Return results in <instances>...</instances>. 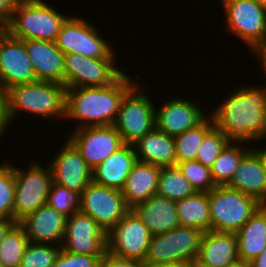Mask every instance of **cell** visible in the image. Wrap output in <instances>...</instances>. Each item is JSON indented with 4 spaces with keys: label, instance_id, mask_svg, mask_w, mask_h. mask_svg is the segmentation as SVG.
Wrapping results in <instances>:
<instances>
[{
    "label": "cell",
    "instance_id": "6da1fadb",
    "mask_svg": "<svg viewBox=\"0 0 266 267\" xmlns=\"http://www.w3.org/2000/svg\"><path fill=\"white\" fill-rule=\"evenodd\" d=\"M236 89L211 111L214 124L230 141H261L266 138V88Z\"/></svg>",
    "mask_w": 266,
    "mask_h": 267
},
{
    "label": "cell",
    "instance_id": "7a4b0ae2",
    "mask_svg": "<svg viewBox=\"0 0 266 267\" xmlns=\"http://www.w3.org/2000/svg\"><path fill=\"white\" fill-rule=\"evenodd\" d=\"M123 73L105 87L66 89L65 117L82 121L76 129L113 125L124 96L136 85Z\"/></svg>",
    "mask_w": 266,
    "mask_h": 267
},
{
    "label": "cell",
    "instance_id": "3957f363",
    "mask_svg": "<svg viewBox=\"0 0 266 267\" xmlns=\"http://www.w3.org/2000/svg\"><path fill=\"white\" fill-rule=\"evenodd\" d=\"M66 88L49 81L17 84L7 89L9 122L20 111L38 116L65 118ZM53 116V117H52Z\"/></svg>",
    "mask_w": 266,
    "mask_h": 267
},
{
    "label": "cell",
    "instance_id": "277c9868",
    "mask_svg": "<svg viewBox=\"0 0 266 267\" xmlns=\"http://www.w3.org/2000/svg\"><path fill=\"white\" fill-rule=\"evenodd\" d=\"M68 16L58 13L42 0H18L11 19L3 29L20 40L55 42Z\"/></svg>",
    "mask_w": 266,
    "mask_h": 267
},
{
    "label": "cell",
    "instance_id": "5b68a950",
    "mask_svg": "<svg viewBox=\"0 0 266 267\" xmlns=\"http://www.w3.org/2000/svg\"><path fill=\"white\" fill-rule=\"evenodd\" d=\"M210 230L237 233L262 205L256 198L228 186L208 192Z\"/></svg>",
    "mask_w": 266,
    "mask_h": 267
},
{
    "label": "cell",
    "instance_id": "8992f818",
    "mask_svg": "<svg viewBox=\"0 0 266 267\" xmlns=\"http://www.w3.org/2000/svg\"><path fill=\"white\" fill-rule=\"evenodd\" d=\"M15 198L13 204V219L19 222L25 216L33 213L47 204L49 191L53 184L51 169L39 163L32 162L27 171L14 165Z\"/></svg>",
    "mask_w": 266,
    "mask_h": 267
},
{
    "label": "cell",
    "instance_id": "52a82bcc",
    "mask_svg": "<svg viewBox=\"0 0 266 267\" xmlns=\"http://www.w3.org/2000/svg\"><path fill=\"white\" fill-rule=\"evenodd\" d=\"M203 233L198 228L179 226L153 235L144 263L195 262Z\"/></svg>",
    "mask_w": 266,
    "mask_h": 267
},
{
    "label": "cell",
    "instance_id": "ba28073f",
    "mask_svg": "<svg viewBox=\"0 0 266 267\" xmlns=\"http://www.w3.org/2000/svg\"><path fill=\"white\" fill-rule=\"evenodd\" d=\"M135 85L123 98L114 126L124 144L133 145L155 127V108L147 88Z\"/></svg>",
    "mask_w": 266,
    "mask_h": 267
},
{
    "label": "cell",
    "instance_id": "9c48e42d",
    "mask_svg": "<svg viewBox=\"0 0 266 267\" xmlns=\"http://www.w3.org/2000/svg\"><path fill=\"white\" fill-rule=\"evenodd\" d=\"M114 59L64 54V87H105L114 83L124 73L114 65Z\"/></svg>",
    "mask_w": 266,
    "mask_h": 267
},
{
    "label": "cell",
    "instance_id": "30bf717a",
    "mask_svg": "<svg viewBox=\"0 0 266 267\" xmlns=\"http://www.w3.org/2000/svg\"><path fill=\"white\" fill-rule=\"evenodd\" d=\"M225 30L253 49L266 40V6L254 0H222Z\"/></svg>",
    "mask_w": 266,
    "mask_h": 267
},
{
    "label": "cell",
    "instance_id": "8fae6325",
    "mask_svg": "<svg viewBox=\"0 0 266 267\" xmlns=\"http://www.w3.org/2000/svg\"><path fill=\"white\" fill-rule=\"evenodd\" d=\"M88 21L68 16L56 38V46L64 53H78L90 58H114L111 44L104 40Z\"/></svg>",
    "mask_w": 266,
    "mask_h": 267
},
{
    "label": "cell",
    "instance_id": "7c38bea8",
    "mask_svg": "<svg viewBox=\"0 0 266 267\" xmlns=\"http://www.w3.org/2000/svg\"><path fill=\"white\" fill-rule=\"evenodd\" d=\"M151 237L149 228L130 210L107 232V252L120 258L144 262Z\"/></svg>",
    "mask_w": 266,
    "mask_h": 267
},
{
    "label": "cell",
    "instance_id": "4fadbf2b",
    "mask_svg": "<svg viewBox=\"0 0 266 267\" xmlns=\"http://www.w3.org/2000/svg\"><path fill=\"white\" fill-rule=\"evenodd\" d=\"M130 210L120 190L91 181L81 193L79 211L89 215L106 233Z\"/></svg>",
    "mask_w": 266,
    "mask_h": 267
},
{
    "label": "cell",
    "instance_id": "5bb4252c",
    "mask_svg": "<svg viewBox=\"0 0 266 267\" xmlns=\"http://www.w3.org/2000/svg\"><path fill=\"white\" fill-rule=\"evenodd\" d=\"M107 233L89 215L77 211L67 217L61 248L74 254L104 256Z\"/></svg>",
    "mask_w": 266,
    "mask_h": 267
},
{
    "label": "cell",
    "instance_id": "9a60e30c",
    "mask_svg": "<svg viewBox=\"0 0 266 267\" xmlns=\"http://www.w3.org/2000/svg\"><path fill=\"white\" fill-rule=\"evenodd\" d=\"M67 140L77 148L91 169L124 145L114 125L75 129Z\"/></svg>",
    "mask_w": 266,
    "mask_h": 267
},
{
    "label": "cell",
    "instance_id": "2e32d148",
    "mask_svg": "<svg viewBox=\"0 0 266 267\" xmlns=\"http://www.w3.org/2000/svg\"><path fill=\"white\" fill-rule=\"evenodd\" d=\"M37 81L24 40L12 37L0 28V82L6 89Z\"/></svg>",
    "mask_w": 266,
    "mask_h": 267
},
{
    "label": "cell",
    "instance_id": "e0dca14e",
    "mask_svg": "<svg viewBox=\"0 0 266 267\" xmlns=\"http://www.w3.org/2000/svg\"><path fill=\"white\" fill-rule=\"evenodd\" d=\"M64 145L49 163L53 181L81 195L92 181V169L69 140Z\"/></svg>",
    "mask_w": 266,
    "mask_h": 267
},
{
    "label": "cell",
    "instance_id": "ac0fdd59",
    "mask_svg": "<svg viewBox=\"0 0 266 267\" xmlns=\"http://www.w3.org/2000/svg\"><path fill=\"white\" fill-rule=\"evenodd\" d=\"M66 220L67 216L45 204L18 223L24 228L29 242L61 246Z\"/></svg>",
    "mask_w": 266,
    "mask_h": 267
},
{
    "label": "cell",
    "instance_id": "d6986e66",
    "mask_svg": "<svg viewBox=\"0 0 266 267\" xmlns=\"http://www.w3.org/2000/svg\"><path fill=\"white\" fill-rule=\"evenodd\" d=\"M206 118L199 105L182 98H172L155 110V127L175 138L194 128Z\"/></svg>",
    "mask_w": 266,
    "mask_h": 267
},
{
    "label": "cell",
    "instance_id": "ffe728a7",
    "mask_svg": "<svg viewBox=\"0 0 266 267\" xmlns=\"http://www.w3.org/2000/svg\"><path fill=\"white\" fill-rule=\"evenodd\" d=\"M195 262L202 267H236L240 265L236 233L212 230L204 232Z\"/></svg>",
    "mask_w": 266,
    "mask_h": 267
},
{
    "label": "cell",
    "instance_id": "44dd1931",
    "mask_svg": "<svg viewBox=\"0 0 266 267\" xmlns=\"http://www.w3.org/2000/svg\"><path fill=\"white\" fill-rule=\"evenodd\" d=\"M28 57L38 81L63 84L64 53L55 42L24 40Z\"/></svg>",
    "mask_w": 266,
    "mask_h": 267
},
{
    "label": "cell",
    "instance_id": "7402d4cb",
    "mask_svg": "<svg viewBox=\"0 0 266 267\" xmlns=\"http://www.w3.org/2000/svg\"><path fill=\"white\" fill-rule=\"evenodd\" d=\"M136 162L137 158L134 146L124 144L92 169V181L121 191L126 178Z\"/></svg>",
    "mask_w": 266,
    "mask_h": 267
},
{
    "label": "cell",
    "instance_id": "603a6c76",
    "mask_svg": "<svg viewBox=\"0 0 266 267\" xmlns=\"http://www.w3.org/2000/svg\"><path fill=\"white\" fill-rule=\"evenodd\" d=\"M149 228L151 235L168 232L180 226L176 201L153 195L131 209Z\"/></svg>",
    "mask_w": 266,
    "mask_h": 267
},
{
    "label": "cell",
    "instance_id": "cb8c5ba5",
    "mask_svg": "<svg viewBox=\"0 0 266 267\" xmlns=\"http://www.w3.org/2000/svg\"><path fill=\"white\" fill-rule=\"evenodd\" d=\"M137 161L159 167L176 166V149L173 137L154 127L133 144Z\"/></svg>",
    "mask_w": 266,
    "mask_h": 267
},
{
    "label": "cell",
    "instance_id": "d4e9b609",
    "mask_svg": "<svg viewBox=\"0 0 266 267\" xmlns=\"http://www.w3.org/2000/svg\"><path fill=\"white\" fill-rule=\"evenodd\" d=\"M160 169L159 166L139 161L133 165L121 190L130 209L156 195Z\"/></svg>",
    "mask_w": 266,
    "mask_h": 267
},
{
    "label": "cell",
    "instance_id": "484cf974",
    "mask_svg": "<svg viewBox=\"0 0 266 267\" xmlns=\"http://www.w3.org/2000/svg\"><path fill=\"white\" fill-rule=\"evenodd\" d=\"M227 186L256 198L261 204H266V173L252 150L242 158Z\"/></svg>",
    "mask_w": 266,
    "mask_h": 267
},
{
    "label": "cell",
    "instance_id": "4316f807",
    "mask_svg": "<svg viewBox=\"0 0 266 267\" xmlns=\"http://www.w3.org/2000/svg\"><path fill=\"white\" fill-rule=\"evenodd\" d=\"M238 258L242 265L252 262L266 247V204L250 217L236 233Z\"/></svg>",
    "mask_w": 266,
    "mask_h": 267
},
{
    "label": "cell",
    "instance_id": "83f0119b",
    "mask_svg": "<svg viewBox=\"0 0 266 267\" xmlns=\"http://www.w3.org/2000/svg\"><path fill=\"white\" fill-rule=\"evenodd\" d=\"M176 210L180 226L198 228L202 232L210 231L208 192H195L176 201Z\"/></svg>",
    "mask_w": 266,
    "mask_h": 267
},
{
    "label": "cell",
    "instance_id": "f1b7e54d",
    "mask_svg": "<svg viewBox=\"0 0 266 267\" xmlns=\"http://www.w3.org/2000/svg\"><path fill=\"white\" fill-rule=\"evenodd\" d=\"M244 142L230 141L221 151L210 167L211 175L216 186H227L232 180L242 158L251 148H241Z\"/></svg>",
    "mask_w": 266,
    "mask_h": 267
},
{
    "label": "cell",
    "instance_id": "f546056e",
    "mask_svg": "<svg viewBox=\"0 0 266 267\" xmlns=\"http://www.w3.org/2000/svg\"><path fill=\"white\" fill-rule=\"evenodd\" d=\"M196 191L177 166L161 167L158 178V196L179 201Z\"/></svg>",
    "mask_w": 266,
    "mask_h": 267
},
{
    "label": "cell",
    "instance_id": "4dcf8cb0",
    "mask_svg": "<svg viewBox=\"0 0 266 267\" xmlns=\"http://www.w3.org/2000/svg\"><path fill=\"white\" fill-rule=\"evenodd\" d=\"M214 125L212 116L208 117L207 115L200 124L174 138L177 163L187 160H196L198 149L203 142L205 134Z\"/></svg>",
    "mask_w": 266,
    "mask_h": 267
},
{
    "label": "cell",
    "instance_id": "1f68e13d",
    "mask_svg": "<svg viewBox=\"0 0 266 267\" xmlns=\"http://www.w3.org/2000/svg\"><path fill=\"white\" fill-rule=\"evenodd\" d=\"M28 243L24 228L17 222L0 243V264L19 267Z\"/></svg>",
    "mask_w": 266,
    "mask_h": 267
},
{
    "label": "cell",
    "instance_id": "d6a6232c",
    "mask_svg": "<svg viewBox=\"0 0 266 267\" xmlns=\"http://www.w3.org/2000/svg\"><path fill=\"white\" fill-rule=\"evenodd\" d=\"M229 142L228 137L214 125L205 134L198 149L196 161L210 168Z\"/></svg>",
    "mask_w": 266,
    "mask_h": 267
},
{
    "label": "cell",
    "instance_id": "836d02e7",
    "mask_svg": "<svg viewBox=\"0 0 266 267\" xmlns=\"http://www.w3.org/2000/svg\"><path fill=\"white\" fill-rule=\"evenodd\" d=\"M61 246L29 242L19 267H53Z\"/></svg>",
    "mask_w": 266,
    "mask_h": 267
},
{
    "label": "cell",
    "instance_id": "e575fe53",
    "mask_svg": "<svg viewBox=\"0 0 266 267\" xmlns=\"http://www.w3.org/2000/svg\"><path fill=\"white\" fill-rule=\"evenodd\" d=\"M176 166L196 192H209L216 187L210 168L198 161L187 160L177 163Z\"/></svg>",
    "mask_w": 266,
    "mask_h": 267
},
{
    "label": "cell",
    "instance_id": "d590c367",
    "mask_svg": "<svg viewBox=\"0 0 266 267\" xmlns=\"http://www.w3.org/2000/svg\"><path fill=\"white\" fill-rule=\"evenodd\" d=\"M81 195L77 192L69 191L67 187L53 182L49 191L47 204L57 212L67 217L75 214L80 208Z\"/></svg>",
    "mask_w": 266,
    "mask_h": 267
},
{
    "label": "cell",
    "instance_id": "8d00e7d4",
    "mask_svg": "<svg viewBox=\"0 0 266 267\" xmlns=\"http://www.w3.org/2000/svg\"><path fill=\"white\" fill-rule=\"evenodd\" d=\"M15 198L14 170L11 164L0 166V218L13 219Z\"/></svg>",
    "mask_w": 266,
    "mask_h": 267
},
{
    "label": "cell",
    "instance_id": "74e56055",
    "mask_svg": "<svg viewBox=\"0 0 266 267\" xmlns=\"http://www.w3.org/2000/svg\"><path fill=\"white\" fill-rule=\"evenodd\" d=\"M103 257L74 254L61 248L53 267H100Z\"/></svg>",
    "mask_w": 266,
    "mask_h": 267
},
{
    "label": "cell",
    "instance_id": "f35d334b",
    "mask_svg": "<svg viewBox=\"0 0 266 267\" xmlns=\"http://www.w3.org/2000/svg\"><path fill=\"white\" fill-rule=\"evenodd\" d=\"M100 267H144V262L134 259L120 258L106 252L101 260Z\"/></svg>",
    "mask_w": 266,
    "mask_h": 267
},
{
    "label": "cell",
    "instance_id": "ab89813d",
    "mask_svg": "<svg viewBox=\"0 0 266 267\" xmlns=\"http://www.w3.org/2000/svg\"><path fill=\"white\" fill-rule=\"evenodd\" d=\"M17 2L18 0H0V28H3L11 19Z\"/></svg>",
    "mask_w": 266,
    "mask_h": 267
},
{
    "label": "cell",
    "instance_id": "60d3db41",
    "mask_svg": "<svg viewBox=\"0 0 266 267\" xmlns=\"http://www.w3.org/2000/svg\"><path fill=\"white\" fill-rule=\"evenodd\" d=\"M14 219L0 218V243L8 231L16 224Z\"/></svg>",
    "mask_w": 266,
    "mask_h": 267
},
{
    "label": "cell",
    "instance_id": "b9f144b4",
    "mask_svg": "<svg viewBox=\"0 0 266 267\" xmlns=\"http://www.w3.org/2000/svg\"><path fill=\"white\" fill-rule=\"evenodd\" d=\"M252 50L260 57L262 70L264 69V73H266V40L255 46Z\"/></svg>",
    "mask_w": 266,
    "mask_h": 267
},
{
    "label": "cell",
    "instance_id": "7bdbcfd3",
    "mask_svg": "<svg viewBox=\"0 0 266 267\" xmlns=\"http://www.w3.org/2000/svg\"><path fill=\"white\" fill-rule=\"evenodd\" d=\"M191 262L144 263V267H191Z\"/></svg>",
    "mask_w": 266,
    "mask_h": 267
},
{
    "label": "cell",
    "instance_id": "ee69618b",
    "mask_svg": "<svg viewBox=\"0 0 266 267\" xmlns=\"http://www.w3.org/2000/svg\"><path fill=\"white\" fill-rule=\"evenodd\" d=\"M248 267H266V247L260 255H258L252 262H250Z\"/></svg>",
    "mask_w": 266,
    "mask_h": 267
},
{
    "label": "cell",
    "instance_id": "f6af8a7d",
    "mask_svg": "<svg viewBox=\"0 0 266 267\" xmlns=\"http://www.w3.org/2000/svg\"><path fill=\"white\" fill-rule=\"evenodd\" d=\"M0 112H7V89L0 82Z\"/></svg>",
    "mask_w": 266,
    "mask_h": 267
},
{
    "label": "cell",
    "instance_id": "bcb514c9",
    "mask_svg": "<svg viewBox=\"0 0 266 267\" xmlns=\"http://www.w3.org/2000/svg\"><path fill=\"white\" fill-rule=\"evenodd\" d=\"M9 123L8 112H0V137L4 135Z\"/></svg>",
    "mask_w": 266,
    "mask_h": 267
},
{
    "label": "cell",
    "instance_id": "7dc6e473",
    "mask_svg": "<svg viewBox=\"0 0 266 267\" xmlns=\"http://www.w3.org/2000/svg\"><path fill=\"white\" fill-rule=\"evenodd\" d=\"M253 147L251 150L258 156L259 160L261 161L262 167L264 172L266 173V149L256 150Z\"/></svg>",
    "mask_w": 266,
    "mask_h": 267
},
{
    "label": "cell",
    "instance_id": "c3c4849f",
    "mask_svg": "<svg viewBox=\"0 0 266 267\" xmlns=\"http://www.w3.org/2000/svg\"><path fill=\"white\" fill-rule=\"evenodd\" d=\"M255 2L266 6V0H254Z\"/></svg>",
    "mask_w": 266,
    "mask_h": 267
},
{
    "label": "cell",
    "instance_id": "681fc988",
    "mask_svg": "<svg viewBox=\"0 0 266 267\" xmlns=\"http://www.w3.org/2000/svg\"><path fill=\"white\" fill-rule=\"evenodd\" d=\"M191 267H202V266L198 265L196 262H193Z\"/></svg>",
    "mask_w": 266,
    "mask_h": 267
},
{
    "label": "cell",
    "instance_id": "f907efd6",
    "mask_svg": "<svg viewBox=\"0 0 266 267\" xmlns=\"http://www.w3.org/2000/svg\"><path fill=\"white\" fill-rule=\"evenodd\" d=\"M236 267H248V266L240 264V265H238Z\"/></svg>",
    "mask_w": 266,
    "mask_h": 267
}]
</instances>
